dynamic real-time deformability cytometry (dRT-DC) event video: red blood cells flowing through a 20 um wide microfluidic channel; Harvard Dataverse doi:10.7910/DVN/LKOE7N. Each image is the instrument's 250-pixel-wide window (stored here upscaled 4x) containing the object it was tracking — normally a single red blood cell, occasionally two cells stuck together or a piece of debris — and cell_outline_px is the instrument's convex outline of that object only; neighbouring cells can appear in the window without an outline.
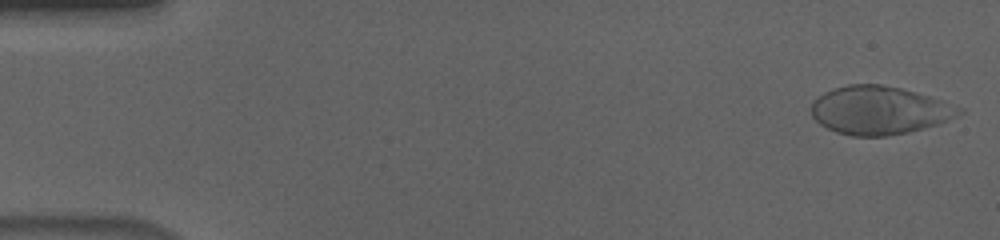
{"species": "human", "species_latin": "Homo sapiens", "temperature_condition": "cold", "stored_images_in_passage": 55, "camera_frame_rate_fps": 3000, "um_per_image_px": 0.085, "donor": {"sex": "male"}, "frame": {"image": 1, "passage_image": 1, "time_ms": 0.0, "image_size_px": [1000, 240], "cell_outline_px": [[964, 112], [940, 124], [908, 132], [884, 136], [852, 136], [836, 132], [820, 124], [812, 116], [812, 100], [824, 92], [832, 88], [848, 84], [880, 84], [900, 88], [928, 96], [964, 108]], "centroid_in_image_um": [74.73, 9.37], "position_along_channel_um": 10.3, "area_um2": 41.5}}
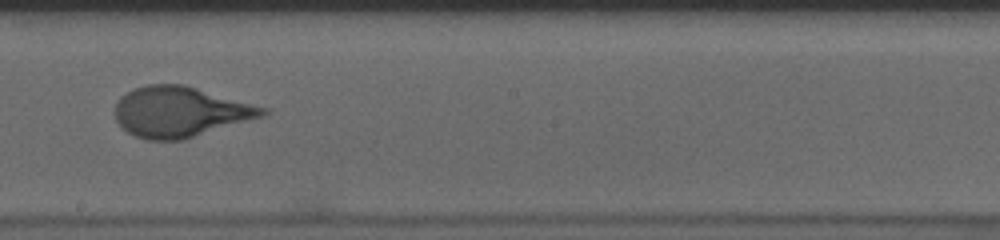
{"frame": {"image": 2, "passage_image": 31, "time_ms": 10.0, "image_size_px": [1000, 240], "cell_outline_px": [[272, 112], [264, 116], [184, 140], [148, 140], [136, 136], [120, 128], [116, 120], [116, 104], [120, 96], [136, 88], [148, 84], [184, 84], [268, 108]], "centroid_in_image_um": [15.34, 9.51], "position_along_channel_um": 232.9, "area_um2": 43.52}}
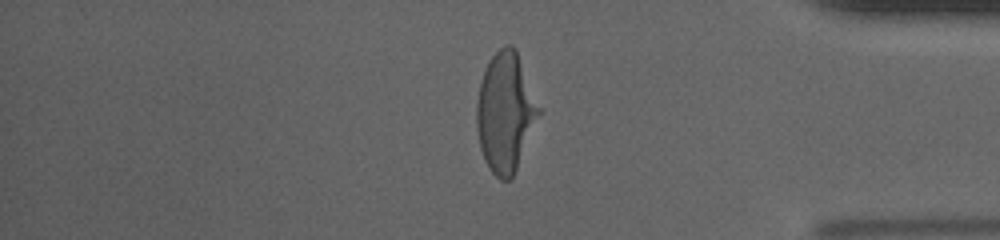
{"frame": {"image": 3, "passage_image": 46, "time_ms": 15.0, "image_size_px": [1000, 240], "cell_outline_px": [[540, 112], [516, 168], [512, 176], [508, 180], [500, 180], [492, 172], [484, 160], [480, 148], [476, 128], [476, 104], [480, 84], [488, 60], [504, 44], [512, 44], [516, 48], [540, 108]], "centroid_in_image_um": [42.93, 9.51], "position_along_channel_um": 392.3, "area_um2": 42.71}, "authors_computed_cell_mechanics": {"area_um2": 42.5408, "velocity_mm_per_s": 3.6274, "shape_relaxation_time_tau1_ms": 4.3945, "shape_relaxation_time_tau2_ms": null, "deformation_change_tau1": 0.2123, "deformation_change_tau2": null}}